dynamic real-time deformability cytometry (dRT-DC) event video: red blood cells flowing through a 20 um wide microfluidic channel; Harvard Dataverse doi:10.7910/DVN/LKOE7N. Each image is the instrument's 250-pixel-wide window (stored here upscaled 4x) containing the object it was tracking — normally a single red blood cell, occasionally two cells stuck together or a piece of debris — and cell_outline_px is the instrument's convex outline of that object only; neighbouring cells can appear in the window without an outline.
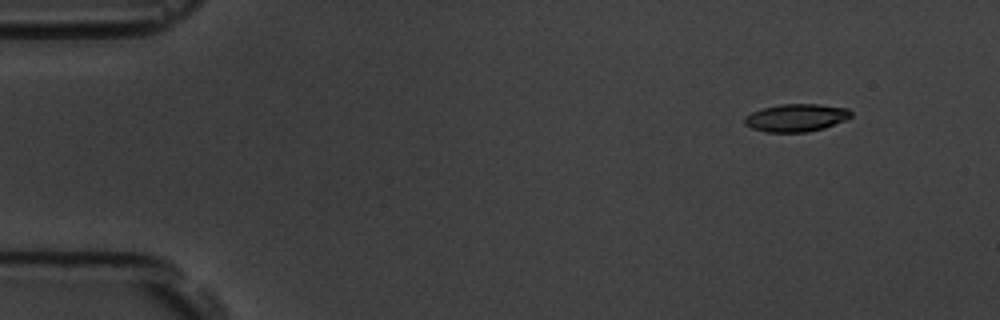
{"species": "common noctule bat (a hibernating species)", "species_latin": "Nyctalus noctula", "temperature_condition": "room temperature", "stored_images_in_passage": 6, "camera_frame_rate_fps": 3000, "um_per_image_px": 0.085, "animal": {"sex": "male", "body_mass_g": 19.5, "forearm_length_mm": 54.6}, "frame": {"image": 1, "passage_image": 2, "time_ms": 1.333, "image_size_px": [1000, 320], "cell_outline_px": [[852, 116], [844, 120], [824, 128], [804, 132], [768, 132], [752, 128], [744, 124], [744, 116], [752, 112], [764, 108], [780, 104], [820, 104], [848, 108], [852, 112]], "centroid_in_image_um": [67.67, 10.0], "position_along_channel_um": 17.3, "area_um2": 17.11}}
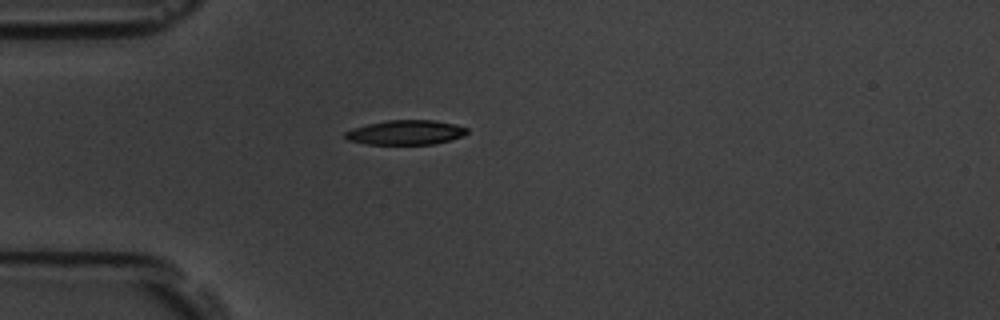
{"frame": {"image": 2, "passage_image": 5, "time_ms": 4.667, "image_size_px": [1000, 320], "cell_outline_px": [[468, 132], [464, 136], [432, 144], [368, 144], [348, 140], [344, 136], [344, 132], [352, 128], [368, 124], [388, 120], [436, 120], [456, 124], [468, 128]], "centroid_in_image_um": [34.5, 11.25], "position_along_channel_um": 50.5, "area_um2": 17.46}}